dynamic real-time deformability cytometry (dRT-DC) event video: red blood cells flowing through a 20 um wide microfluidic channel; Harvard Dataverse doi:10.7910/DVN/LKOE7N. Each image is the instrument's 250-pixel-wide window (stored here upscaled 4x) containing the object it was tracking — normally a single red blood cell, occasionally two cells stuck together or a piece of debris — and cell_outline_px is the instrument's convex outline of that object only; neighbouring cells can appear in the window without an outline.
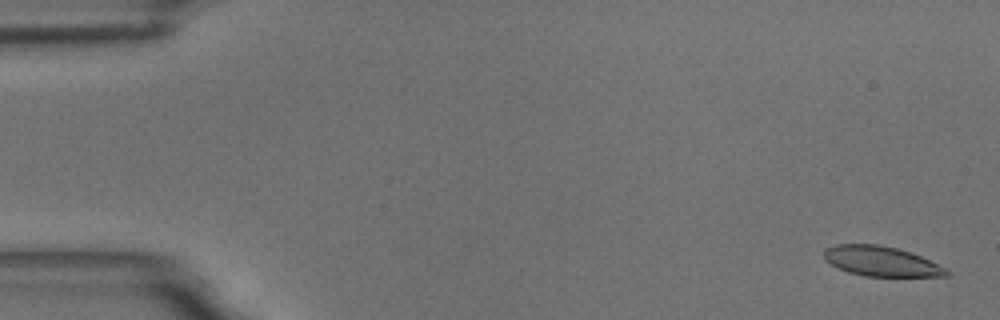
{"species": "common noctule bat (a hibernating species)", "species_latin": "Nyctalus noctula", "temperature_condition": "room temperature", "stored_images_in_passage": 12, "camera_frame_rate_fps": 3000, "um_per_image_px": 0.085, "animal": {"sex": "male", "body_mass_g": 18.8}, "frame": {"image": 1, "passage_image": 1, "time_ms": 0.0, "image_size_px": [1000, 320], "cell_outline_px": [[952, 276], [864, 276], [848, 272], [836, 268], [824, 260], [824, 248], [836, 244], [880, 244], [896, 248], [920, 256], [952, 272]], "centroid_in_image_um": [74.85, 22.21], "position_along_channel_um": 10.2, "area_um2": 21.39}}
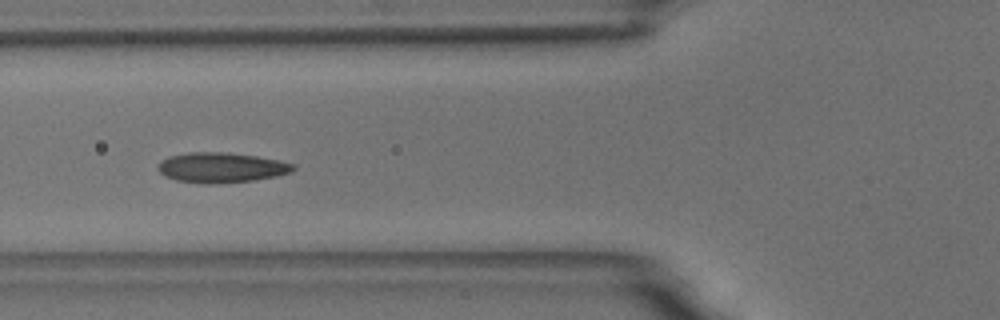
{"frame": {"image": 2, "passage_image": 6, "time_ms": 6.667, "image_size_px": [1000, 320], "cell_outline_px": [[296, 168], [292, 172], [276, 176], [252, 180], [208, 184], [176, 180], [164, 176], [156, 168], [160, 160], [168, 156], [188, 152], [228, 152], [256, 156], [280, 160], [296, 164]], "centroid_in_image_um": [18.8, 14.23], "position_along_channel_um": 107.0, "area_um2": 23.87}}
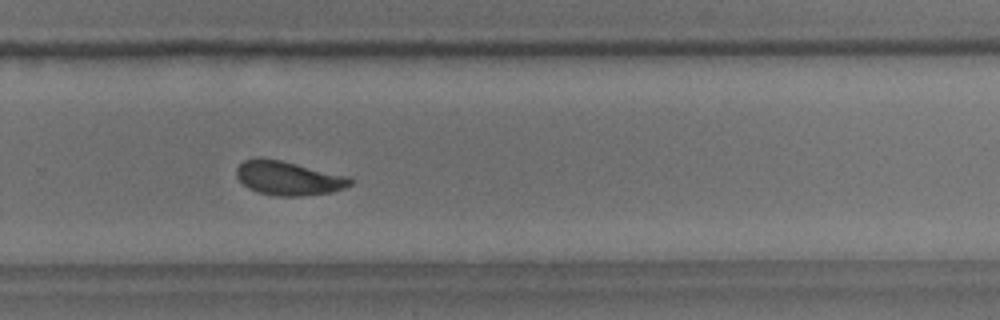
{"frame": {"image": 3, "passage_image": 11, "time_ms": 12.333, "image_size_px": [1000, 320], "cell_outline_px": [[352, 184], [344, 188], [332, 192], [300, 196], [276, 196], [256, 192], [248, 188], [236, 176], [236, 168], [244, 160], [256, 156], [260, 156], [280, 160], [348, 176], [352, 180]], "centroid_in_image_um": [24.47, 15.13], "position_along_channel_um": 305.3, "area_um2": 22.66}}